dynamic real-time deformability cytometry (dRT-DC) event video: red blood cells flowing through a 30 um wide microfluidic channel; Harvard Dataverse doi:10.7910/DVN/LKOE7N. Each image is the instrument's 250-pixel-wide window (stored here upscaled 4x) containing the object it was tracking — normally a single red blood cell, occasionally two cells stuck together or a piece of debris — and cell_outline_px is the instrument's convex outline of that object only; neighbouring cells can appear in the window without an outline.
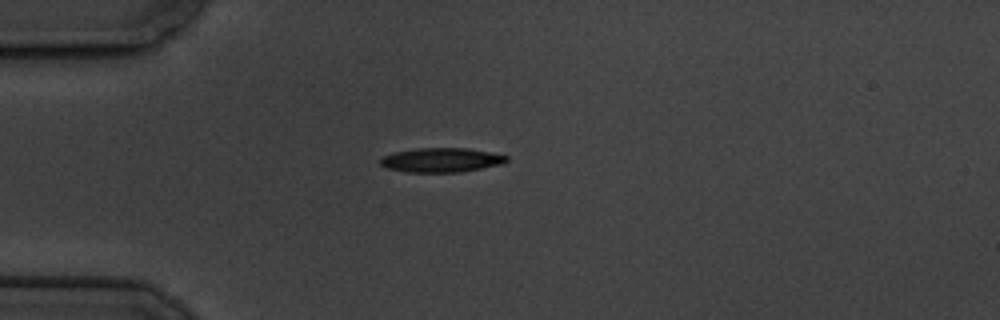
{"species": "common noctule bat (a hibernating species)", "species_latin": "Nyctalus noctula", "temperature_condition": "cold", "stored_images_in_passage": 3, "camera_frame_rate_fps": 3000, "um_per_image_px": 0.085, "animal": {"sex": "male", "body_mass_g": 19.5, "forearm_length_mm": 54.6}, "frame": {"image": 1, "passage_image": 1, "time_ms": 0.0, "image_size_px": [1000, 320], "cell_outline_px": [[508, 160], [504, 164], [460, 172], [408, 172], [384, 168], [380, 164], [380, 160], [384, 156], [396, 152], [416, 148], [464, 148], [488, 152], [508, 156]], "centroid_in_image_um": [37.51, 13.61], "position_along_channel_um": 47.5, "area_um2": 17.8}}
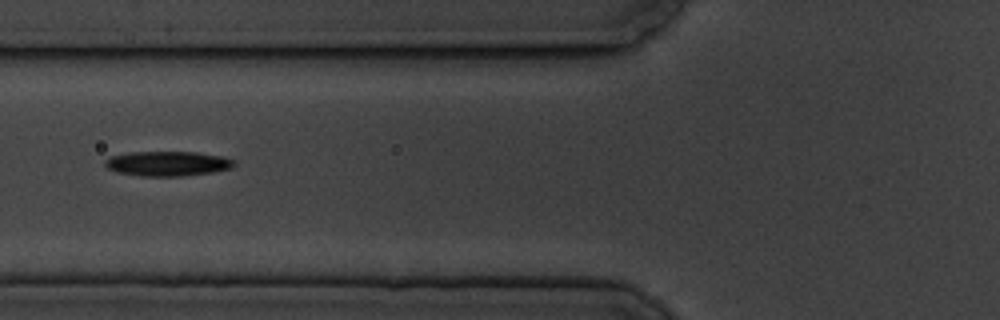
{"frame": {"image": 2, "passage_image": 3, "time_ms": 2.333, "image_size_px": [1000, 320], "cell_outline_px": [[236, 164], [232, 168], [212, 172], [180, 176], [140, 176], [116, 172], [108, 168], [104, 164], [104, 160], [112, 156], [128, 152], [196, 152], [224, 156], [236, 160]], "centroid_in_image_um": [14.27, 13.9], "position_along_channel_um": 111.5, "area_um2": 18.79}}